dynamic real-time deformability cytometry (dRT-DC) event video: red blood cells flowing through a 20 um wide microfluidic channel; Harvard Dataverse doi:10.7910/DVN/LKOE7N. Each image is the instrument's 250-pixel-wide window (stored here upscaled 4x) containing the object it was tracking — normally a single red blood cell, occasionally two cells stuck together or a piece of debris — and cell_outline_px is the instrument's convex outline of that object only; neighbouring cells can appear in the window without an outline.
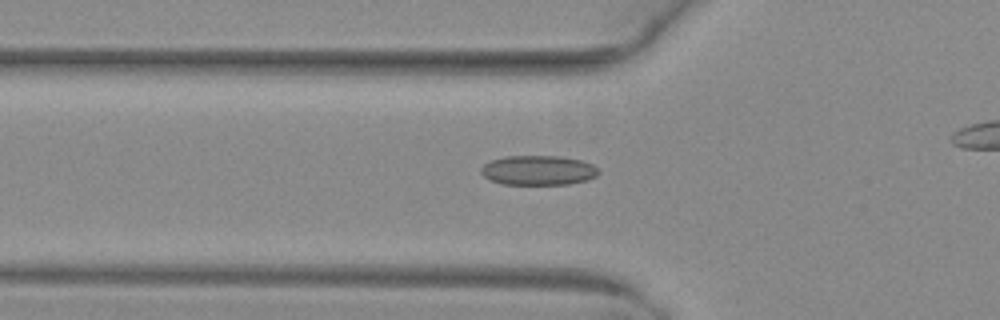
{"species": "common noctule bat (a hibernating species)", "species_latin": "Nyctalus noctula", "temperature_condition": "warm", "stored_images_in_passage": 46, "camera_frame_rate_fps": 3000, "um_per_image_px": 0.085, "animal": {"sex": "female", "body_mass_g": 29.2, "forearm_length_mm": 56.3}, "frame": {"image": 1, "passage_image": 19, "time_ms": 6.0, "image_size_px": [1000, 320], "cell_outline_px": [[600, 172], [596, 176], [588, 180], [568, 184], [504, 184], [488, 180], [480, 172], [480, 168], [484, 164], [492, 160], [504, 156], [560, 156], [580, 160], [592, 164]], "centroid_in_image_um": [45.73, 14.47], "position_along_channel_um": 80.1, "area_um2": 20.35}}
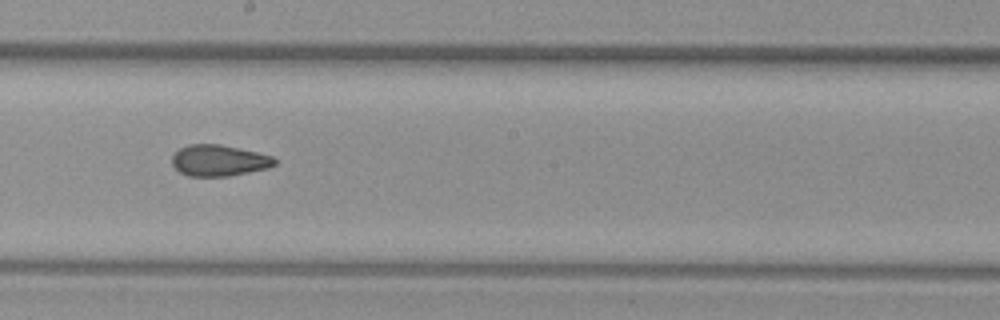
{"frame": {"image": 2, "passage_image": 30, "time_ms": 9.667, "image_size_px": [1000, 320], "cell_outline_px": [[276, 164], [268, 168], [228, 176], [188, 176], [180, 172], [172, 164], [172, 156], [180, 148], [188, 144], [220, 144], [256, 152], [272, 156], [276, 160]], "centroid_in_image_um": [18.6, 13.64], "position_along_channel_um": 229.6, "area_um2": 18.55}}
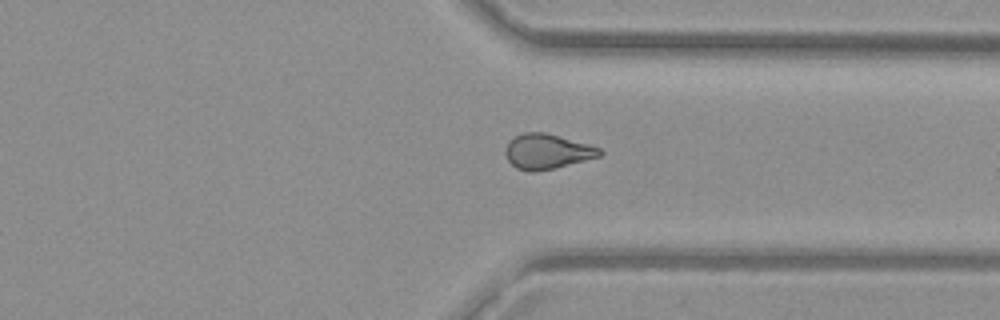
{"frame": {"image": 3, "passage_image": 40, "time_ms": 13.0, "image_size_px": [1000, 320], "cell_outline_px": [[604, 152], [600, 156], [536, 172], [528, 172], [516, 168], [508, 160], [504, 152], [504, 148], [508, 140], [512, 136], [524, 132], [544, 132], [588, 144], [600, 148]], "centroid_in_image_um": [46.44, 12.86], "position_along_channel_um": 365.0, "area_um2": 19.25}, "authors_computed_cell_mechanics": {"area_um2": 19.4497, "velocity_mm_per_s": 4.0668, "shape_relaxation_time_tau1_ms": null, "shape_relaxation_time_tau2_ms": 1.928, "deformation_change_tau1": null, "deformation_change_tau2": 0.0782}}